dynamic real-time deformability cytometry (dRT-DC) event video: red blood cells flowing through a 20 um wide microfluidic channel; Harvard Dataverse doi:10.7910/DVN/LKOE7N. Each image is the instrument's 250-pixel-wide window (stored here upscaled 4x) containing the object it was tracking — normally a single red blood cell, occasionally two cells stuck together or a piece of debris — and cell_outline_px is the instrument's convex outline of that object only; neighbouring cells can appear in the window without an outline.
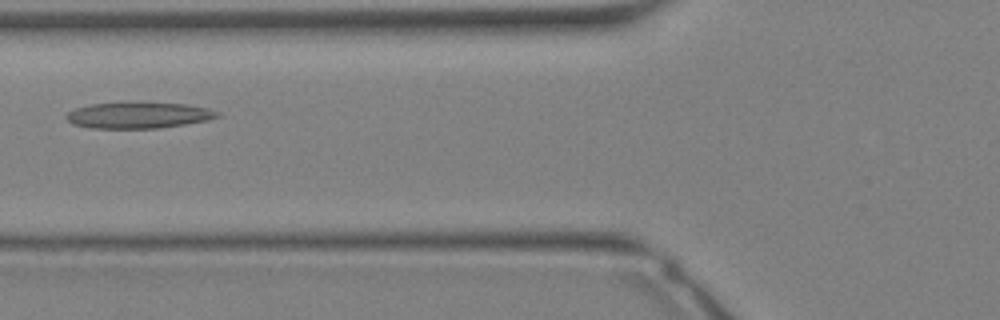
{"species": "Egyptian fruit bat (a non-hibernating species)", "species_latin": "Rousettus aegyptiacus", "temperature_condition": "warm", "stored_images_in_passage": 22, "segment_of_instrument_passage": [1, 2], "camera_frame_rate_fps": 3000, "um_per_image_px": 0.085, "animal": {"sex": "female"}, "frame": {"image": 1, "passage_image": 5, "time_ms": 1.333, "image_size_px": [1000, 320], "cell_outline_px": [[220, 116], [208, 120], [160, 128], [88, 128], [72, 124], [64, 116], [68, 112], [76, 108], [92, 104], [136, 100], [144, 100], [184, 104], [208, 108], [220, 112]], "centroid_in_image_um": [11.77, 9.76], "position_along_channel_um": 114.0, "area_um2": 23.81}}
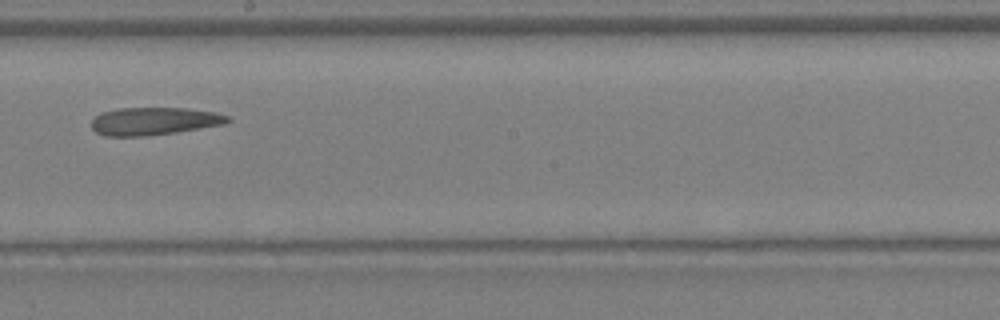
{"frame": {"image": 2, "passage_image": 11, "time_ms": 3.333, "image_size_px": [1000, 320], "cell_outline_px": [[232, 120], [224, 124], [176, 132], [148, 136], [104, 136], [96, 132], [92, 128], [92, 120], [100, 112], [120, 108], [184, 108], [216, 112], [228, 116]], "centroid_in_image_um": [13.09, 10.3], "position_along_channel_um": 235.1, "area_um2": 22.02}}
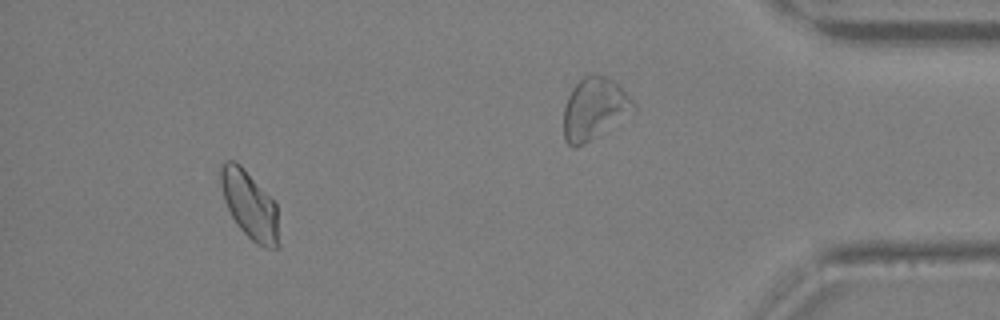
{"frame": {"image": 3, "passage_image": 19, "time_ms": 6.0, "image_size_px": [1000, 320], "cell_outline_px": [[280, 248], [264, 248], [256, 244], [236, 224], [224, 200], [220, 184], [220, 164], [224, 160], [232, 160], [240, 164], [244, 168], [276, 204], [280, 244]], "centroid_in_image_um": [21.22, 17.44], "position_along_channel_um": 414.0, "area_um2": 23.06}}